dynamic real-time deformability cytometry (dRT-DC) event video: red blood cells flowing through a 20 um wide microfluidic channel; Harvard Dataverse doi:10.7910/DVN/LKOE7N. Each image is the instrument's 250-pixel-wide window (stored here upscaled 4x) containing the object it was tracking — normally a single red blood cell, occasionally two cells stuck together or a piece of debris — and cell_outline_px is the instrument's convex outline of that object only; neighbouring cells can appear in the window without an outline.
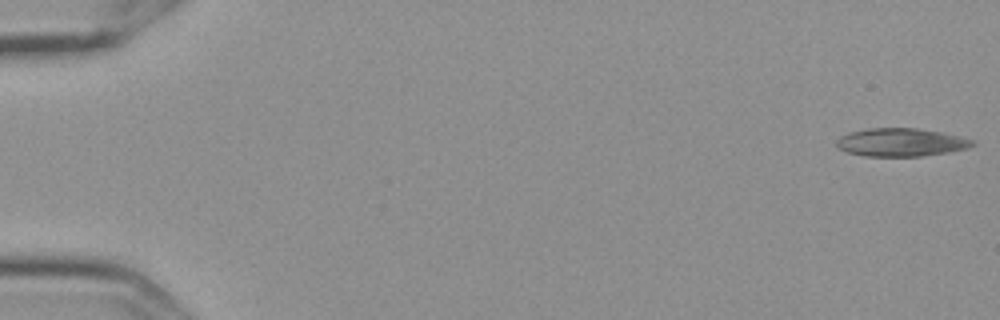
{"species": "Egyptian fruit bat (a non-hibernating species)", "species_latin": "Rousettus aegyptiacus", "temperature_condition": "cold", "stored_images_in_passage": 10, "camera_frame_rate_fps": 3000, "um_per_image_px": 0.085, "frame": {"image": 1, "passage_image": 1, "time_ms": 0.0, "image_size_px": [1000, 320], "cell_outline_px": [[976, 144], [968, 148], [948, 152], [920, 156], [864, 156], [848, 152], [836, 148], [836, 140], [840, 136], [848, 132], [868, 128], [916, 128], [940, 132], [960, 136], [976, 140]], "centroid_in_image_um": [76.57, 12.09], "position_along_channel_um": 8.4, "area_um2": 22.43}}